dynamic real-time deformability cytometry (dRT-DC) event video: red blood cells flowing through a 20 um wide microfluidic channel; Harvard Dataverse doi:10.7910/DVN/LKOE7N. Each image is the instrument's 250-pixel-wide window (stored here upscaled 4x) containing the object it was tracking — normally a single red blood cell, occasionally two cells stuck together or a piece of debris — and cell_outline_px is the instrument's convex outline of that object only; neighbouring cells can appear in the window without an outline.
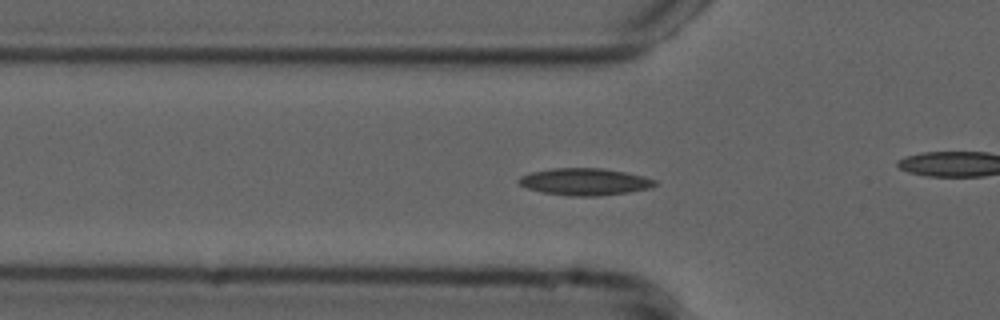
{"species": "common noctule bat (a hibernating species)", "species_latin": "Nyctalus noctula", "temperature_condition": "cold", "stored_images_in_passage": 44, "camera_frame_rate_fps": 3000, "um_per_image_px": 0.085, "animal": {"sex": "male", "forearm_length_mm": 52.5}, "frame": {"image": 1, "passage_image": 7, "time_ms": 2.0, "image_size_px": [1000, 320], "cell_outline_px": [[656, 184], [652, 188], [628, 192], [596, 196], [568, 196], [540, 192], [528, 188], [520, 184], [516, 180], [520, 176], [532, 172], [552, 168], [600, 168], [624, 172], [644, 176], [656, 180]], "centroid_in_image_um": [49.69, 15.45], "position_along_channel_um": 76.1, "area_um2": 21.44}}
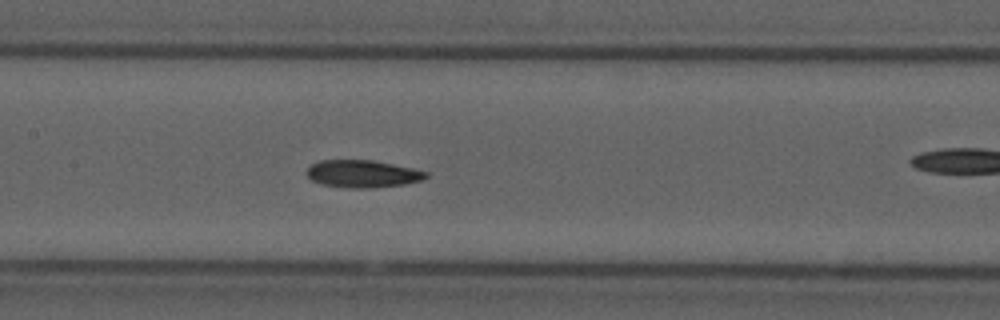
{"frame": {"image": 2, "passage_image": 15, "time_ms": 4.667, "image_size_px": [1000, 320], "cell_outline_px": [[428, 176], [424, 180], [404, 184], [372, 188], [348, 188], [320, 184], [312, 180], [304, 172], [312, 164], [320, 160], [372, 160], [412, 168], [428, 172]], "centroid_in_image_um": [30.81, 14.78], "position_along_channel_um": 176.6, "area_um2": 19.13}}
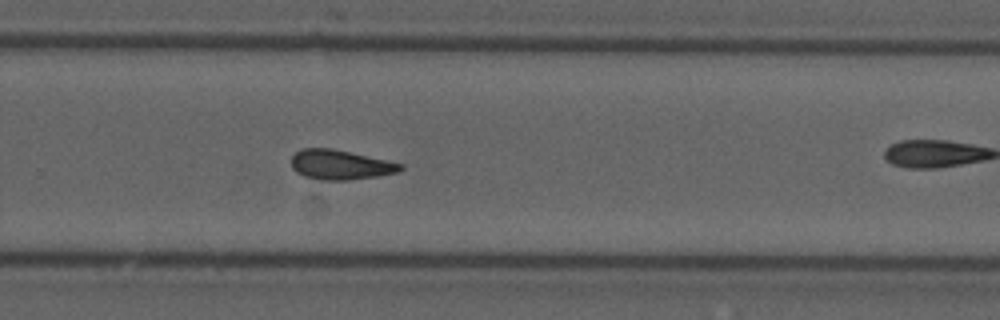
{"frame": {"image": 3, "passage_image": 25, "time_ms": 8.0, "image_size_px": [1000, 320], "cell_outline_px": [[404, 168], [400, 172], [376, 176], [348, 180], [320, 180], [304, 176], [296, 172], [292, 168], [292, 156], [300, 148], [332, 148], [388, 160], [404, 164]], "centroid_in_image_um": [28.94, 14.0], "position_along_channel_um": 300.9, "area_um2": 19.02}, "authors_computed_cell_mechanics": {"area_um2": 18.8428, "velocity_mm_per_s": 3.7436, "shape_relaxation_time_tau1_ms": null, "shape_relaxation_time_tau2_ms": 5.7384, "deformation_change_tau1": null, "deformation_change_tau2": 0.142}}